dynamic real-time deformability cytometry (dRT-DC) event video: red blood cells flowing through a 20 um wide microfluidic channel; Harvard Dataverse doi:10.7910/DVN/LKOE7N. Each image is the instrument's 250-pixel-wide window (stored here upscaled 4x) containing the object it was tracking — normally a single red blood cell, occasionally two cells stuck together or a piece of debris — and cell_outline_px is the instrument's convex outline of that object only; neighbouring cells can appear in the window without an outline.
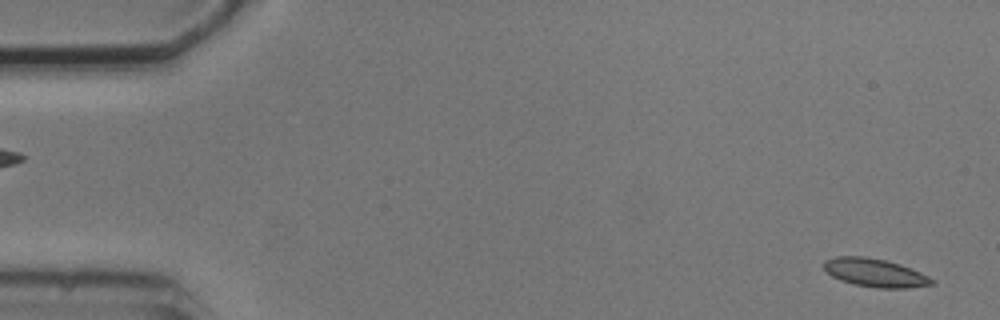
{"species": "common noctule bat (a hibernating species)", "species_latin": "Nyctalus noctula", "temperature_condition": "cold", "stored_images_in_passage": 5, "segment_of_instrument_passage": [2, 2], "camera_frame_rate_fps": 3000, "um_per_image_px": 0.085, "animal": {"sex": "male", "body_mass_g": 20.5, "forearm_length_mm": 52.5}, "frame": {"image": 1, "passage_image": 5, "time_ms": 5.667, "image_size_px": [1000, 320], "cell_outline_px": [[936, 284], [908, 288], [876, 288], [856, 284], [840, 280], [832, 276], [824, 268], [824, 260], [836, 256], [864, 256], [884, 260], [900, 264], [920, 272], [936, 280]], "centroid_in_image_um": [74.41, 23.18], "position_along_channel_um": 10.6, "area_um2": 17.8}}